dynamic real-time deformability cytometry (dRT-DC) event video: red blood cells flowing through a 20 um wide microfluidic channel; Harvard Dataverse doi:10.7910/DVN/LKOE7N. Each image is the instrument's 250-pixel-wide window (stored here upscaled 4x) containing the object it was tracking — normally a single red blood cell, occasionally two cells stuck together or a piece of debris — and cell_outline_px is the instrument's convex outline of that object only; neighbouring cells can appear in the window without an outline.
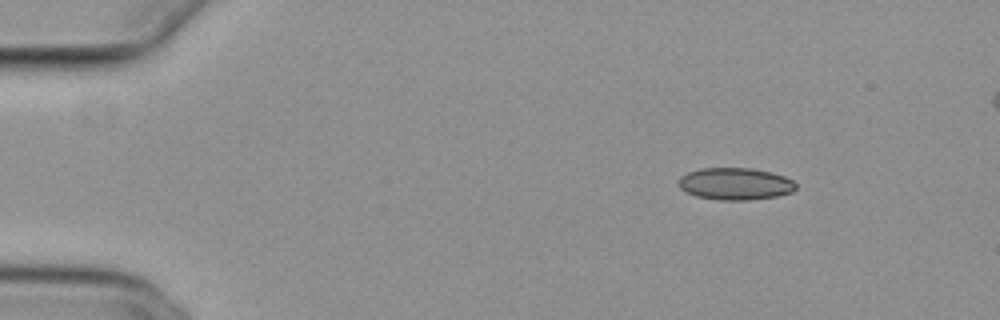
{"species": "common noctule bat (a hibernating species)", "species_latin": "Nyctalus noctula", "temperature_condition": "cold", "stored_images_in_passage": 49, "segment_of_instrument_passage": [1, 2], "camera_frame_rate_fps": 3000, "um_per_image_px": 0.085, "animal": {"sex": "female", "body_mass_g": 29.2, "forearm_length_mm": 56.3}, "frame": {"image": 1, "passage_image": 1, "time_ms": 0.0, "image_size_px": [1000, 320], "cell_outline_px": [[796, 188], [792, 192], [776, 196], [748, 200], [720, 200], [696, 196], [680, 188], [676, 184], [676, 180], [680, 176], [688, 172], [700, 168], [752, 168], [772, 172], [784, 176], [792, 180], [796, 184]], "centroid_in_image_um": [62.47, 15.62], "position_along_channel_um": 22.5, "area_um2": 22.08}}
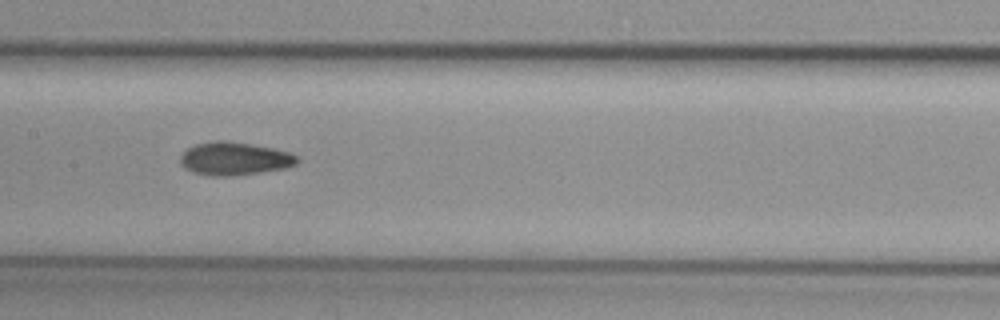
{"frame": {"image": 2, "passage_image": 21, "time_ms": 6.667, "image_size_px": [1000, 320], "cell_outline_px": [[300, 160], [296, 164], [284, 168], [260, 172], [228, 176], [212, 176], [192, 172], [184, 168], [180, 164], [180, 156], [188, 148], [196, 144], [216, 140], [228, 140], [272, 148], [288, 152], [296, 156]], "centroid_in_image_um": [19.89, 13.48], "position_along_channel_um": 187.5, "area_um2": 22.43}}
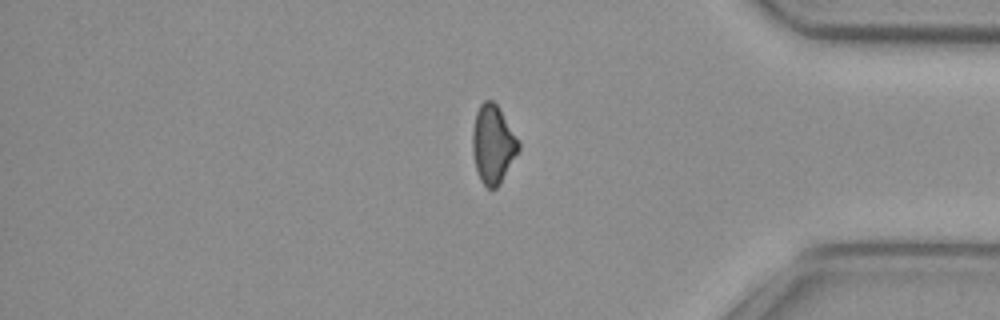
{"frame": {"image": 3, "passage_image": 39, "time_ms": 12.667, "image_size_px": [1000, 320], "cell_outline_px": [[520, 148], [500, 184], [492, 192], [480, 180], [476, 168], [472, 152], [472, 132], [476, 112], [480, 104], [484, 100], [492, 100], [496, 104], [520, 144]], "centroid_in_image_um": [41.87, 12.3], "position_along_channel_um": 393.3, "area_um2": 20.81}}